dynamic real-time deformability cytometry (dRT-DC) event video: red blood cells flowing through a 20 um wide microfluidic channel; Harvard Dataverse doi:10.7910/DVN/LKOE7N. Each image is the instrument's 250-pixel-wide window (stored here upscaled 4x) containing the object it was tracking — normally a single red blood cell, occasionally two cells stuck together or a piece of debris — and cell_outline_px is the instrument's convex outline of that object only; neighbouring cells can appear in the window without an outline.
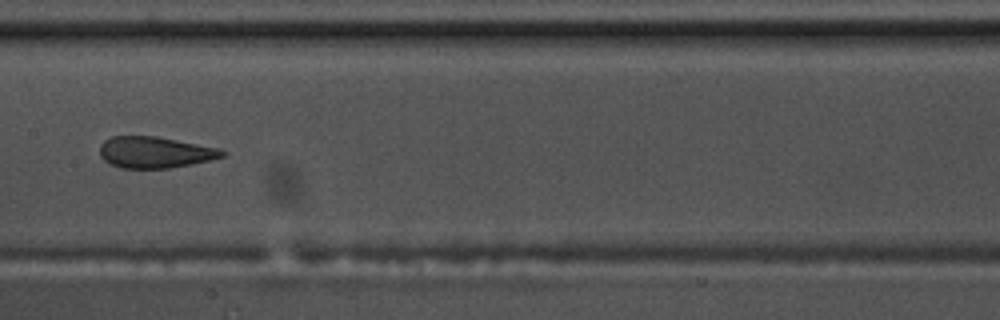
{"species": "common noctule bat (a hibernating species)", "species_latin": "Nyctalus noctula", "temperature_condition": "warm", "stored_images_in_passage": 13, "camera_frame_rate_fps": 3000, "um_per_image_px": 0.085, "animal": {"sex": "male", "body_mass_g": 17.5, "forearm_length_mm": 52.3}, "frame": {"image": 1, "passage_image": 8, "time_ms": 2.333, "image_size_px": [1000, 320], "cell_outline_px": [[224, 156], [192, 164], [168, 168], [120, 168], [108, 164], [100, 156], [100, 144], [104, 140], [112, 136], [156, 136], [220, 148], [224, 152]], "centroid_in_image_um": [13.12, 12.94], "position_along_channel_um": 194.3, "area_um2": 22.37}}